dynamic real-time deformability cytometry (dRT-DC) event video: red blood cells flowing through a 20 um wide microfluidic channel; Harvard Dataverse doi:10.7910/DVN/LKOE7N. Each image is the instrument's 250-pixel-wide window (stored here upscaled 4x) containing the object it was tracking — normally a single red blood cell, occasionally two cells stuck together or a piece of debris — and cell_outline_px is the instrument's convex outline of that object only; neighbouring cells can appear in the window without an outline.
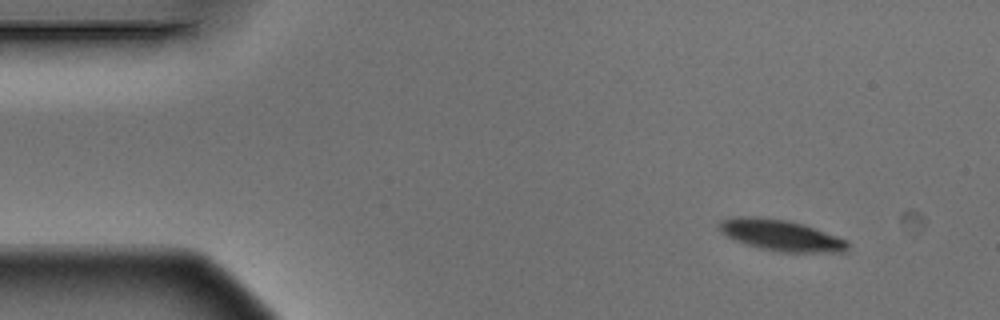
{"species": "Egyptian fruit bat (a non-hibernating species)", "species_latin": "Rousettus aegyptiacus", "temperature_condition": "warm", "stored_images_in_passage": 5, "camera_frame_rate_fps": 3000, "um_per_image_px": 0.085, "animal": {"sex": "male"}, "frame": {"image": 1, "passage_image": 1, "time_ms": 0.0, "image_size_px": [1000, 320], "cell_outline_px": [[848, 248], [844, 252], [780, 252], [760, 248], [736, 240], [728, 236], [720, 228], [720, 220], [732, 216], [756, 216], [788, 220], [804, 224], [848, 240]], "centroid_in_image_um": [66.41, 19.98], "position_along_channel_um": 18.6, "area_um2": 23.18}}
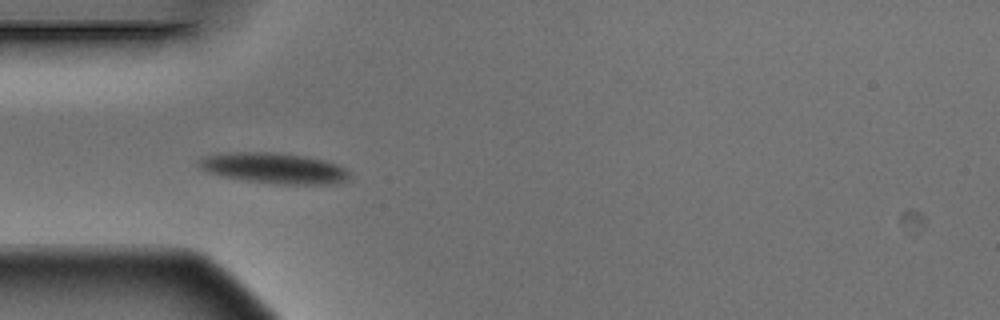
{"frame": {"image": 2, "passage_image": 4, "time_ms": 1.0, "image_size_px": [1000, 320], "cell_outline_px": [[352, 172], [348, 180], [336, 184], [272, 184], [244, 180], [220, 176], [204, 172], [196, 164], [196, 160], [204, 156], [228, 152], [268, 152], [304, 156], [324, 160], [336, 164]], "centroid_in_image_um": [23.25, 14.3], "position_along_channel_um": 61.7, "area_um2": 27.34}}
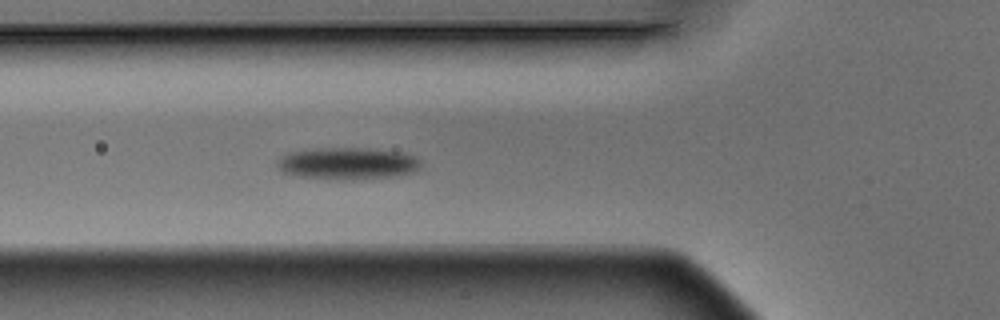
{"frame": {"image": 3, "passage_image": 5, "time_ms": 1.333, "image_size_px": [1000, 320], "cell_outline_px": [[420, 168], [416, 172], [392, 176], [300, 176], [284, 172], [276, 164], [276, 160], [280, 156], [288, 152], [316, 148], [368, 148], [404, 152], [416, 156], [420, 160]], "centroid_in_image_um": [29.58, 13.81], "position_along_channel_um": 96.2, "area_um2": 25.55}}